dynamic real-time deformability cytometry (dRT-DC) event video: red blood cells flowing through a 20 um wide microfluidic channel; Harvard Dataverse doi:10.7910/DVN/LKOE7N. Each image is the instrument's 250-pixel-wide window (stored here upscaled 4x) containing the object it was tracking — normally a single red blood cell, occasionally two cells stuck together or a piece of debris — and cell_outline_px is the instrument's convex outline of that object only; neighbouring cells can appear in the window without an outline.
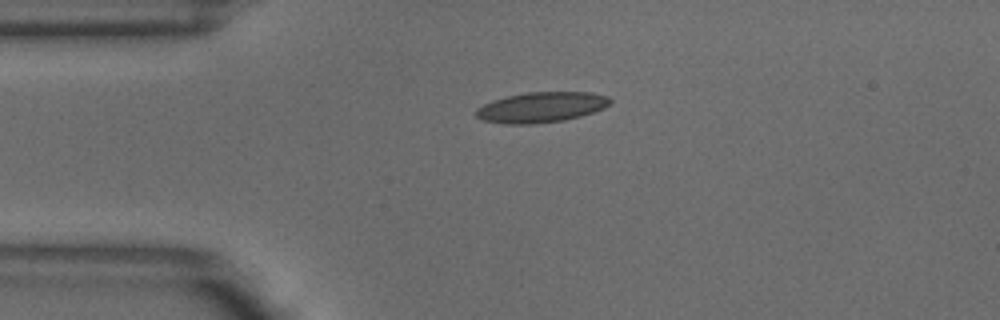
{"species": "common noctule bat (a hibernating species)", "species_latin": "Nyctalus noctula", "temperature_condition": "warm", "stored_images_in_passage": 5, "camera_frame_rate_fps": 3000, "um_per_image_px": 0.085, "animal": {"sex": "male", "body_mass_g": 18.8}, "frame": {"image": 1, "passage_image": 5, "time_ms": 1.333, "image_size_px": [1000, 320], "cell_outline_px": [[612, 100], [604, 108], [580, 116], [564, 120], [536, 124], [504, 124], [484, 120], [476, 116], [472, 112], [476, 108], [492, 100], [508, 96], [528, 92], [592, 92], [608, 96]], "centroid_in_image_um": [45.98, 9.12], "position_along_channel_um": 39.0, "area_um2": 23.81}}